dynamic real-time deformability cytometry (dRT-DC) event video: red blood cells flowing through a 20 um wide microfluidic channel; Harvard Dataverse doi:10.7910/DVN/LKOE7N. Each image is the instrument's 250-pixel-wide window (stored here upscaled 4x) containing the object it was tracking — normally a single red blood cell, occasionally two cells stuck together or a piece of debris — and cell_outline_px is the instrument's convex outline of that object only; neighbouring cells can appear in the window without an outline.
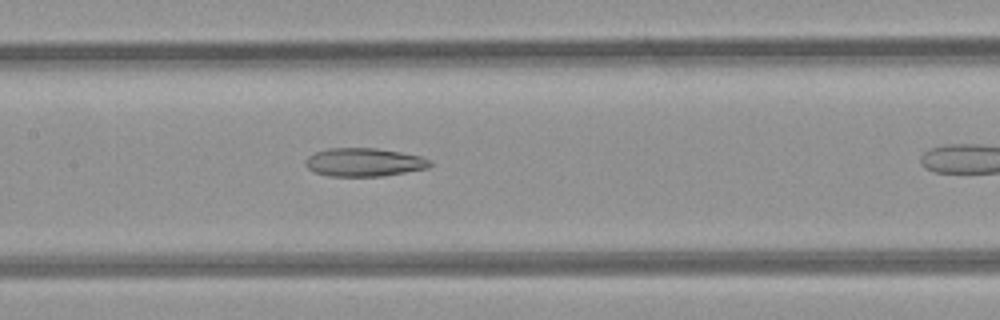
{"species": "common noctule bat (a hibernating species)", "species_latin": "Nyctalus noctula", "temperature_condition": "room temperature", "stored_images_in_passage": 18, "camera_frame_rate_fps": 3000, "um_per_image_px": 0.085, "animal": {"sex": "female", "body_mass_g": 21.9}, "frame": {"image": 1, "passage_image": 11, "time_ms": 3.333, "image_size_px": [1000, 320], "cell_outline_px": [[432, 164], [428, 168], [384, 176], [328, 176], [316, 172], [308, 168], [304, 164], [304, 160], [308, 156], [316, 152], [328, 148], [376, 148], [400, 152], [420, 156], [432, 160]], "centroid_in_image_um": [30.95, 13.79], "position_along_channel_um": 176.5, "area_um2": 20.63}}
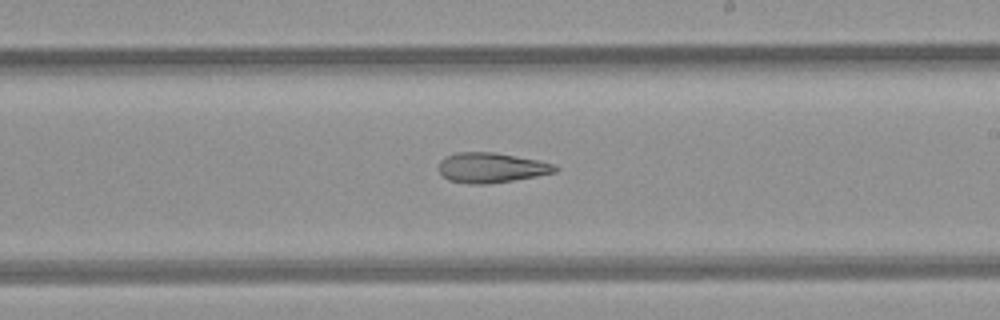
{"frame": {"image": 2, "passage_image": 16, "time_ms": 5.0, "image_size_px": [1000, 320], "cell_outline_px": [[560, 168], [556, 172], [536, 176], [488, 184], [468, 184], [448, 180], [440, 172], [440, 160], [456, 152], [496, 152], [556, 164]], "centroid_in_image_um": [41.78, 14.25], "position_along_channel_um": 247.2, "area_um2": 20.29}}